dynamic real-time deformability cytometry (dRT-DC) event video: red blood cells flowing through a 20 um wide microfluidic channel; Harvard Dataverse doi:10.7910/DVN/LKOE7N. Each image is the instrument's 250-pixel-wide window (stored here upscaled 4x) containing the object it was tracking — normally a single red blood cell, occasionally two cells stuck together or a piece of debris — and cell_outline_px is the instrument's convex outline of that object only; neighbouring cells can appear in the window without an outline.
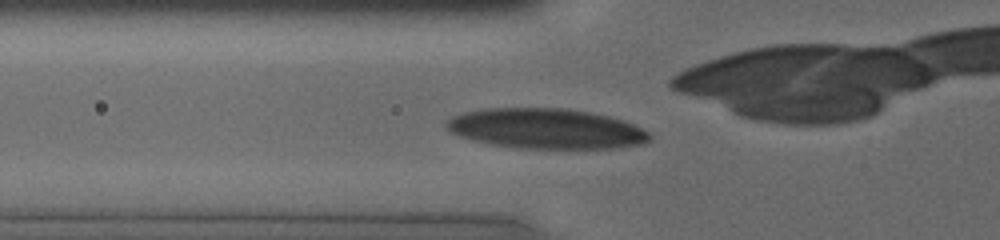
{"species": "human", "species_latin": "Homo sapiens", "temperature_condition": "cold", "stored_images_in_passage": 17, "camera_frame_rate_fps": 3000, "um_per_image_px": 0.085, "donor": {"sex": "male"}, "frame": {"image": 1, "passage_image": 3, "time_ms": 1.0, "image_size_px": [1000, 240], "cell_outline_px": [[652, 140], [644, 144], [620, 148], [516, 148], [488, 144], [472, 140], [460, 136], [444, 128], [444, 124], [452, 116], [464, 112], [484, 108], [568, 108], [608, 116], [624, 120], [648, 132], [652, 136]], "centroid_in_image_um": [46.41, 10.94], "position_along_channel_um": 79.4, "area_um2": 47.92}}
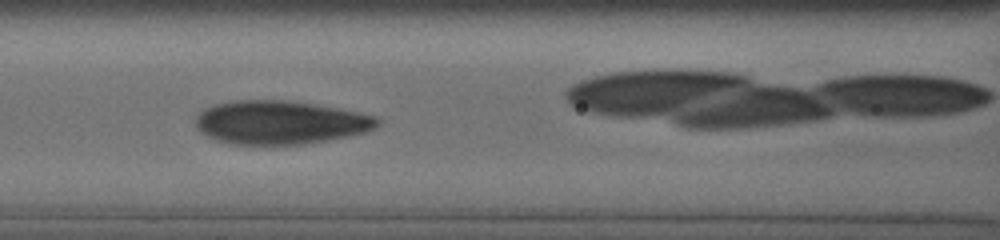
{"frame": {"image": 2, "passage_image": 6, "time_ms": 2.667, "image_size_px": [1000, 240], "cell_outline_px": [[380, 124], [376, 128], [368, 132], [352, 136], [304, 144], [228, 144], [216, 140], [200, 132], [196, 128], [196, 116], [204, 108], [216, 104], [236, 100], [284, 100], [312, 104], [356, 112], [376, 116], [380, 120]], "centroid_in_image_um": [23.82, 10.42], "position_along_channel_um": 142.8, "area_um2": 46.12}}